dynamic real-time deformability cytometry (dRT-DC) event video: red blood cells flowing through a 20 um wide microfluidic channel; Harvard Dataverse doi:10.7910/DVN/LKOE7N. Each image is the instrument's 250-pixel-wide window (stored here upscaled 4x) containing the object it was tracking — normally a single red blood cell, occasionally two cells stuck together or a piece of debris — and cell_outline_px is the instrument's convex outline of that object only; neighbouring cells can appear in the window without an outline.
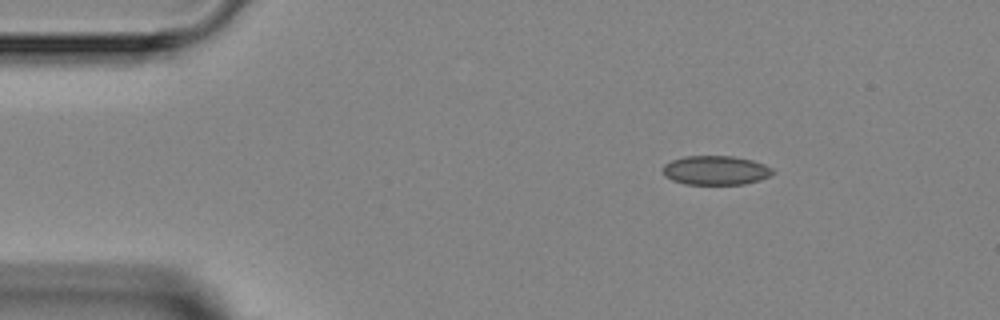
{"species": "Egyptian fruit bat (a non-hibernating species)", "species_latin": "Rousettus aegyptiacus", "temperature_condition": "room temperature", "stored_images_in_passage": 2, "camera_frame_rate_fps": 3000, "um_per_image_px": 0.085, "animal": {"sex": "female"}, "frame": {"image": 1, "passage_image": 1, "time_ms": 0.0, "image_size_px": [1000, 320], "cell_outline_px": [[776, 172], [760, 180], [744, 184], [684, 184], [672, 180], [664, 176], [664, 164], [672, 160], [684, 156], [732, 156], [752, 160], [764, 164], [772, 168]], "centroid_in_image_um": [60.84, 14.47], "position_along_channel_um": 24.2, "area_um2": 18.67}}